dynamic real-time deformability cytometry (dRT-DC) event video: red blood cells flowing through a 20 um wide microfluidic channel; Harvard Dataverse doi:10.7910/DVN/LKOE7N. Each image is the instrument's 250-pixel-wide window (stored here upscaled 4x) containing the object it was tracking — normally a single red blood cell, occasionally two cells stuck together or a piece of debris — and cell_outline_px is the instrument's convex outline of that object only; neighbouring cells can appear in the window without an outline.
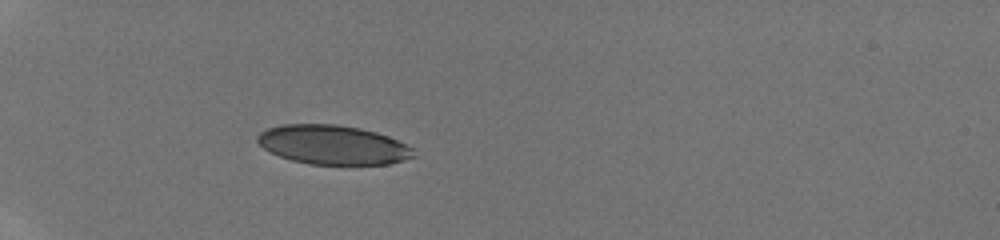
{"species": "human", "species_latin": "Homo sapiens", "temperature_condition": "room temperature", "stored_images_in_passage": 3, "camera_frame_rate_fps": 3000, "um_per_image_px": 0.085, "donor": {"sex": "male"}, "frame": {"image": 1, "passage_image": 1, "time_ms": 0.0, "image_size_px": [1000, 240], "cell_outline_px": [[416, 156], [404, 160], [388, 164], [308, 164], [292, 160], [280, 156], [264, 148], [256, 140], [256, 136], [260, 132], [268, 128], [280, 124], [336, 124], [360, 128], [376, 132], [388, 136], [416, 148]], "centroid_in_image_um": [28.33, 12.3], "position_along_channel_um": 56.7, "area_um2": 35.84}}
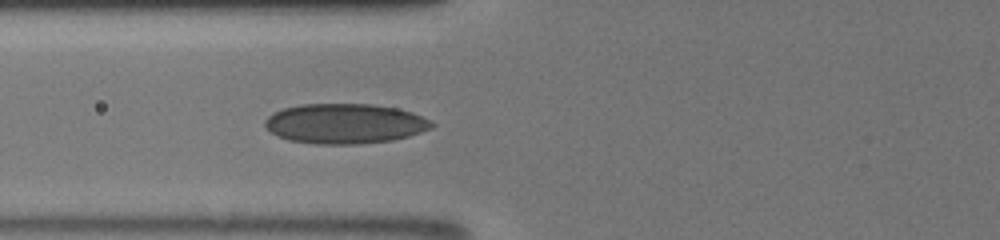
{"frame": {"image": 2, "passage_image": 3, "time_ms": 1.667, "image_size_px": [1000, 240], "cell_outline_px": [[436, 124], [432, 128], [408, 136], [392, 140], [356, 144], [316, 144], [288, 140], [276, 136], [264, 124], [264, 120], [272, 112], [284, 108], [300, 104], [372, 104], [396, 108], [412, 112], [432, 120]], "centroid_in_image_um": [29.31, 10.5], "position_along_channel_um": 96.5, "area_um2": 39.02}}